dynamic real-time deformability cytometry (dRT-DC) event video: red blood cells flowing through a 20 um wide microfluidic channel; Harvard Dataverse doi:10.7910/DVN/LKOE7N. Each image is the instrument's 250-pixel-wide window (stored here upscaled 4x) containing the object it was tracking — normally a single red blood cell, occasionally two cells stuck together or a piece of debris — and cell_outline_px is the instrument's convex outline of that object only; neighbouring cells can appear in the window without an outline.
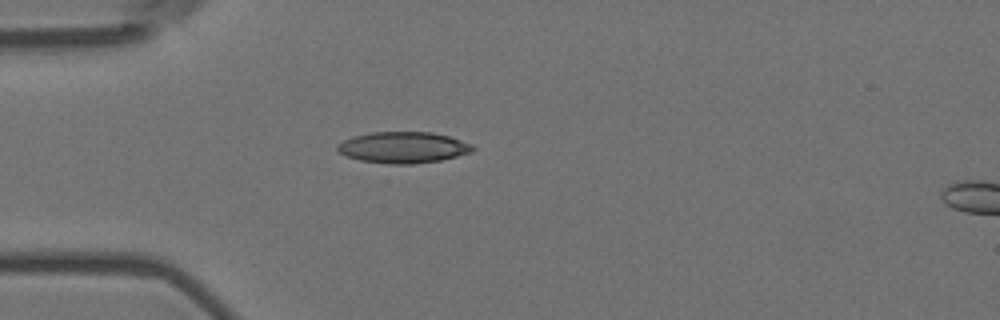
{"species": "Egyptian fruit bat (a non-hibernating species)", "species_latin": "Rousettus aegyptiacus", "temperature_condition": "room temperature", "stored_images_in_passage": 4, "camera_frame_rate_fps": 3000, "um_per_image_px": 0.085, "animal": {"sex": "female"}, "frame": {"image": 1, "passage_image": 3, "time_ms": 0.667, "image_size_px": [1000, 320], "cell_outline_px": [[476, 148], [472, 152], [440, 160], [412, 164], [388, 164], [360, 160], [344, 156], [336, 148], [344, 140], [352, 136], [372, 132], [432, 132], [448, 136], [472, 144]], "centroid_in_image_um": [34.27, 12.53], "position_along_channel_um": 50.7, "area_um2": 24.57}}